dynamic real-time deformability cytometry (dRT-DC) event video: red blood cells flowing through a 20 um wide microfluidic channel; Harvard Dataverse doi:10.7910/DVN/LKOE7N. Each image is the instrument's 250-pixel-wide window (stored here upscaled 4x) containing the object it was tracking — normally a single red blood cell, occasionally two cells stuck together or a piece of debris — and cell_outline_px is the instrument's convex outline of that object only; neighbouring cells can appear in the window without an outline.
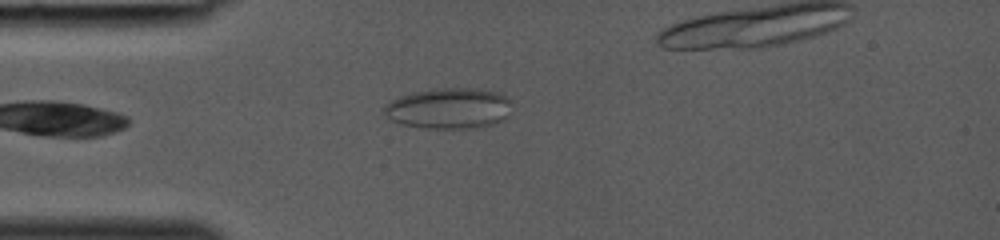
{"species": "common noctule bat (a hibernating species)", "species_latin": "Nyctalus noctula", "temperature_condition": "room temperature", "stored_images_in_passage": 25, "camera_frame_rate_fps": 3000, "um_per_image_px": 0.085, "animal": {"sex": "female", "body_mass_g": 19.0, "forearm_length_mm": 53.3}, "frame": {"image": 1, "passage_image": 1, "time_ms": 0.0, "image_size_px": [1000, 240], "cell_outline_px": [[508, 116], [504, 120], [492, 124], [472, 128], [424, 128], [404, 124], [392, 120], [384, 116], [380, 112], [388, 100], [412, 92], [440, 88], [472, 88], [496, 92], [508, 96]], "centroid_in_image_um": [38.08, 9.21], "position_along_channel_um": 46.9, "area_um2": 30.4}}
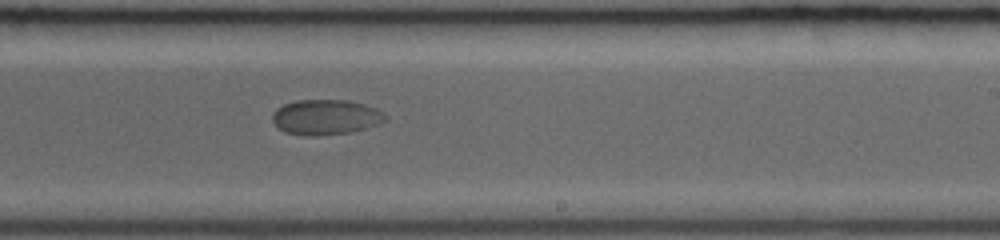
{"frame": {"image": 2, "passage_image": 14, "time_ms": 4.333, "image_size_px": [1000, 240], "cell_outline_px": [[388, 120], [380, 124], [352, 132], [316, 136], [304, 136], [284, 132], [272, 120], [272, 112], [276, 108], [284, 104], [296, 100], [348, 100], [364, 104], [376, 108], [384, 112], [388, 116]], "centroid_in_image_um": [27.72, 9.96], "position_along_channel_um": 261.3, "area_um2": 23.52}}
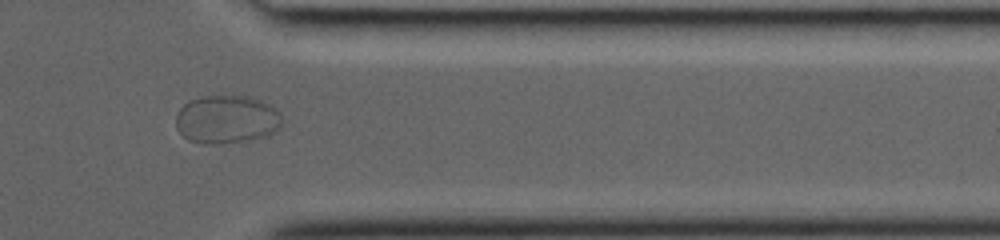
{"frame": {"image": 3, "passage_image": 22, "time_ms": 7.0, "image_size_px": [1000, 240], "cell_outline_px": [[284, 120], [280, 128], [276, 132], [268, 136], [252, 140], [216, 144], [200, 144], [188, 140], [176, 128], [176, 112], [184, 104], [200, 96], [224, 92], [248, 96], [272, 104], [280, 112]], "centroid_in_image_um": [19.31, 10.11], "position_along_channel_um": 392.1, "area_um2": 31.21}}